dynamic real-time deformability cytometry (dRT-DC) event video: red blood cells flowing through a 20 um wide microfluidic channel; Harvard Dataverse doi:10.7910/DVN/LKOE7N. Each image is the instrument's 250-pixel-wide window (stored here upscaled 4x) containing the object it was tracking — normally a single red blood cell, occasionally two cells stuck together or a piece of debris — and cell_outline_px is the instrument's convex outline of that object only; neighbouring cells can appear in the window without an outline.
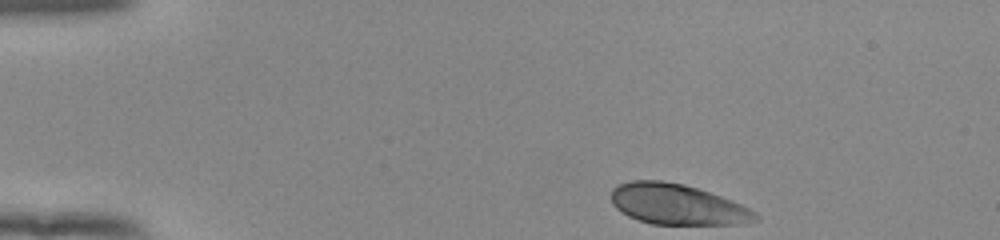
{"species": "human", "species_latin": "Homo sapiens", "temperature_condition": "room temperature", "stored_images_in_passage": 38, "camera_frame_rate_fps": 3000, "um_per_image_px": 0.085, "donor": {"sex": "female"}, "frame": {"image": 1, "passage_image": 1, "time_ms": 0.0, "image_size_px": [1000, 240], "cell_outline_px": [[760, 220], [736, 224], [652, 224], [628, 216], [616, 208], [612, 204], [612, 188], [616, 184], [632, 180], [660, 180], [684, 184], [732, 200], [756, 212], [760, 216]], "centroid_in_image_um": [57.55, 17.37], "position_along_channel_um": 27.4, "area_um2": 34.04}}
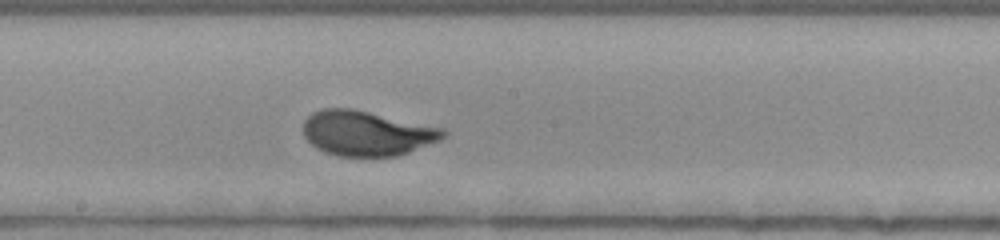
{"frame": {"image": 2, "passage_image": 22, "time_ms": 7.0, "image_size_px": [1000, 240], "cell_outline_px": [[448, 132], [440, 140], [408, 152], [396, 156], [340, 156], [324, 152], [316, 148], [304, 136], [304, 120], [312, 112], [320, 108], [352, 108], [444, 128]], "centroid_in_image_um": [31.16, 11.31], "position_along_channel_um": 217.0, "area_um2": 36.65}}
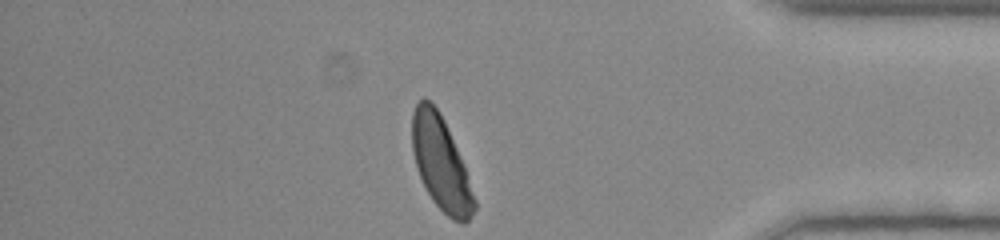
{"frame": {"image": 3, "passage_image": 38, "time_ms": 12.333, "image_size_px": [1000, 240], "cell_outline_px": [[476, 208], [468, 220], [464, 224], [452, 220], [432, 200], [416, 168], [412, 152], [412, 112], [416, 104], [424, 96], [440, 112], [444, 120], [464, 164], [476, 200]], "centroid_in_image_um": [37.47, 13.89], "position_along_channel_um": 397.7, "area_um2": 33.7}, "authors_computed_cell_mechanics": {"area_um2": 35.2002, "velocity_mm_per_s": 3.8738, "shape_relaxation_time_tau1_ms": 3.0184, "shape_relaxation_time_tau2_ms": null, "deformation_change_tau1": 0.18, "deformation_change_tau2": null}}